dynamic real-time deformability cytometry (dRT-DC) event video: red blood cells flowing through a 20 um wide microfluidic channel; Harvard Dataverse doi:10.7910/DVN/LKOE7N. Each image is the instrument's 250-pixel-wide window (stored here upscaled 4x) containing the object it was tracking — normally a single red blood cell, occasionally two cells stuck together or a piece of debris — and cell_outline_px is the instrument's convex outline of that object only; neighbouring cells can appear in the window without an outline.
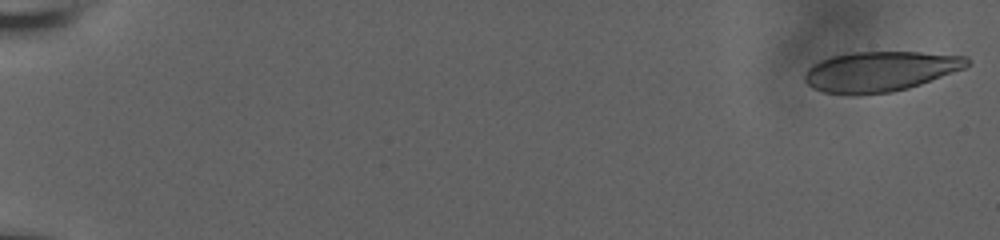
{"species": "human", "species_latin": "Homo sapiens", "temperature_condition": "room temperature", "stored_images_in_passage": 58, "camera_frame_rate_fps": 3000, "um_per_image_px": 0.085, "donor": {"sex": "male"}, "frame": {"image": 1, "passage_image": 1, "time_ms": 0.0, "image_size_px": [1000, 240], "cell_outline_px": [[972, 64], [964, 68], [920, 84], [908, 88], [892, 92], [824, 92], [812, 88], [804, 80], [804, 72], [808, 68], [820, 60], [832, 56], [852, 52], [920, 52], [968, 56]], "centroid_in_image_um": [74.85, 6.03], "position_along_channel_um": 10.2, "area_um2": 37.28}}
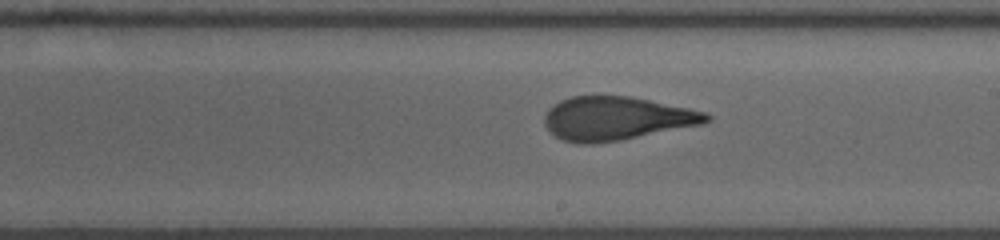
{"frame": {"image": 2, "passage_image": 36, "time_ms": 11.667, "image_size_px": [1000, 240], "cell_outline_px": [[712, 116], [704, 124], [620, 140], [596, 144], [580, 144], [560, 140], [544, 124], [544, 116], [548, 108], [560, 100], [572, 96], [628, 96], [708, 112]], "centroid_in_image_um": [52.38, 10.08], "position_along_channel_um": 236.6, "area_um2": 41.1}}
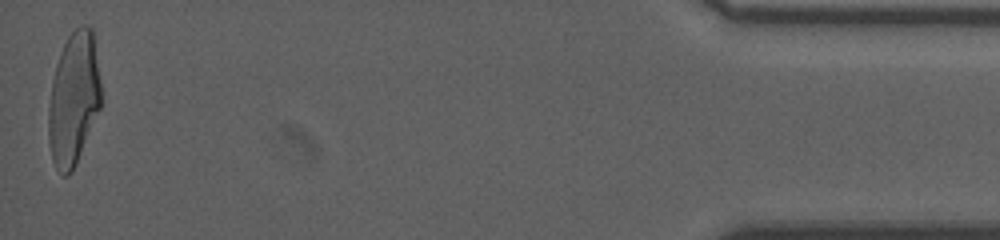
{"frame": {"image": 3, "passage_image": 58, "time_ms": 19.0, "image_size_px": [1000, 240], "cell_outline_px": [[100, 108], [76, 164], [72, 172], [68, 176], [64, 176], [56, 168], [52, 160], [48, 140], [48, 108], [52, 80], [56, 64], [60, 52], [68, 36], [80, 24], [88, 24], [92, 28], [100, 80]], "centroid_in_image_um": [6.24, 8.4], "position_along_channel_um": 429.0, "area_um2": 40.69}, "authors_computed_cell_mechanics": {"area_um2": 40.6334, "velocity_mm_per_s": 3.719, "shape_relaxation_time_tau1_ms": 9.6542, "shape_relaxation_time_tau2_ms": 1.2912, "deformation_change_tau1": 0.3175, "deformation_change_tau2": 0.0986}}